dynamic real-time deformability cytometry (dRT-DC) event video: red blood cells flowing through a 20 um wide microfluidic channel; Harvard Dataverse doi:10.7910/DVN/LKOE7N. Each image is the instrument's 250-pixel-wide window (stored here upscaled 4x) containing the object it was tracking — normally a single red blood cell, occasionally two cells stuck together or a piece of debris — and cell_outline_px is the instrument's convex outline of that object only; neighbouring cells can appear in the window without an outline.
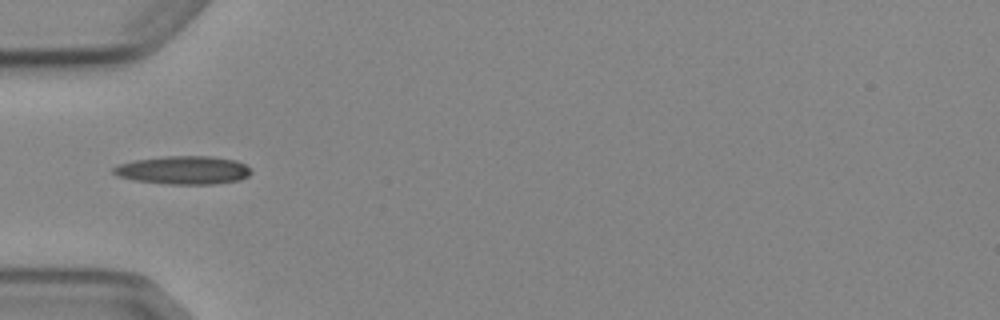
{"species": "Egyptian fruit bat (a non-hibernating species)", "species_latin": "Rousettus aegyptiacus", "temperature_condition": "cold", "stored_images_in_passage": 8, "camera_frame_rate_fps": 3000, "um_per_image_px": 0.085, "animal": {"sex": "female"}, "frame": {"image": 1, "passage_image": 5, "time_ms": 4.667, "image_size_px": [1000, 320], "cell_outline_px": [[252, 172], [248, 176], [240, 180], [212, 184], [168, 184], [136, 180], [120, 176], [112, 172], [112, 168], [120, 164], [132, 160], [164, 156], [212, 156], [236, 160], [244, 164]], "centroid_in_image_um": [15.6, 14.45], "position_along_channel_um": 69.4, "area_um2": 22.6}}
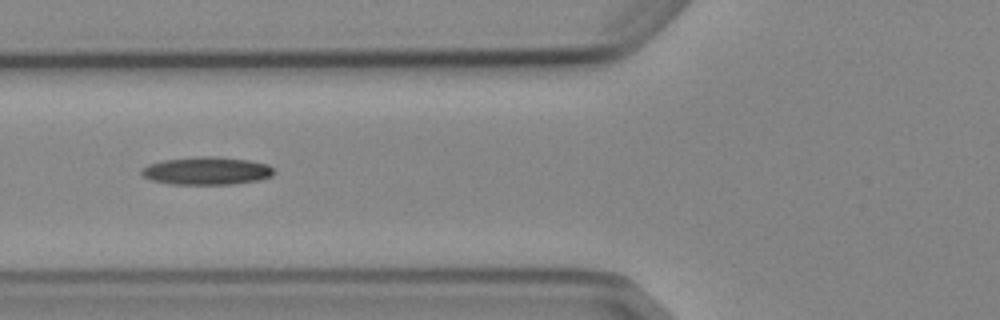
{"frame": {"image": 2, "passage_image": 6, "time_ms": 5.667, "image_size_px": [1000, 320], "cell_outline_px": [[276, 172], [272, 176], [260, 180], [232, 184], [168, 184], [148, 180], [140, 172], [140, 168], [148, 164], [164, 160], [204, 156], [212, 156], [248, 160], [268, 164], [276, 168]], "centroid_in_image_um": [17.58, 14.53], "position_along_channel_um": 108.2, "area_um2": 21.73}}
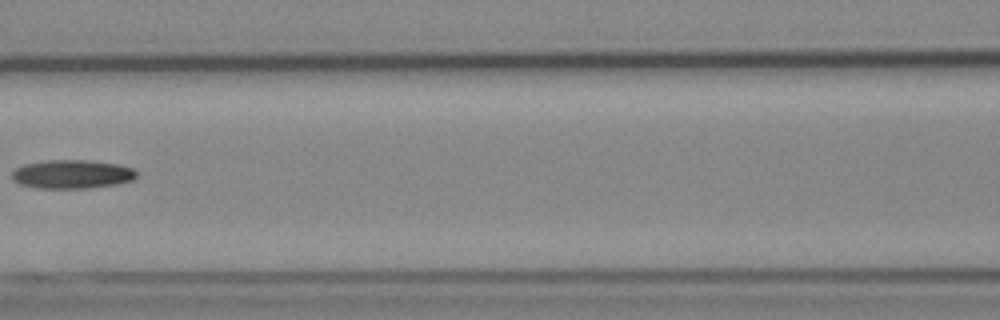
{"frame": {"image": 3, "passage_image": 7, "time_ms": 7.0, "image_size_px": [1000, 320], "cell_outline_px": [[136, 176], [132, 180], [116, 184], [88, 188], [36, 188], [20, 184], [12, 180], [12, 172], [16, 168], [24, 164], [48, 160], [88, 160], [116, 164], [132, 168], [136, 172]], "centroid_in_image_um": [6.09, 14.81], "position_along_channel_um": 160.5, "area_um2": 20.75}}